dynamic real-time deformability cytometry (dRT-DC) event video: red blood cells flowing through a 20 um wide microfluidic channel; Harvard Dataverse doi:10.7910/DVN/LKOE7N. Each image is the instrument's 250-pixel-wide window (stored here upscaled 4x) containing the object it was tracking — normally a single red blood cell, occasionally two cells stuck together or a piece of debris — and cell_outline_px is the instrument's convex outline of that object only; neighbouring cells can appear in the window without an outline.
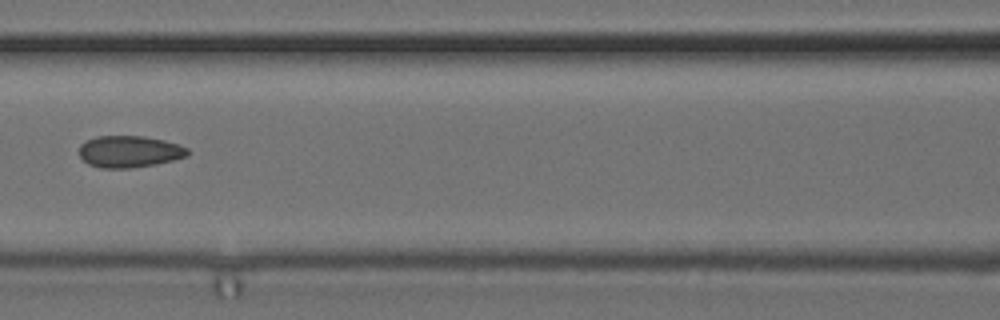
{"species": "common noctule bat (a hibernating species)", "species_latin": "Nyctalus noctula", "temperature_condition": "cold", "stored_images_in_passage": 9, "camera_frame_rate_fps": 3000, "um_per_image_px": 0.085, "animal": {"sex": "female", "body_mass_g": 24.6, "forearm_length_mm": 56.2}, "frame": {"image": 1, "passage_image": 6, "time_ms": 1.667, "image_size_px": [1000, 320], "cell_outline_px": [[188, 156], [156, 164], [128, 168], [100, 168], [88, 164], [80, 156], [80, 144], [84, 140], [96, 136], [144, 136], [164, 140], [188, 148]], "centroid_in_image_um": [10.96, 12.88], "position_along_channel_um": 155.6, "area_um2": 20.06}}
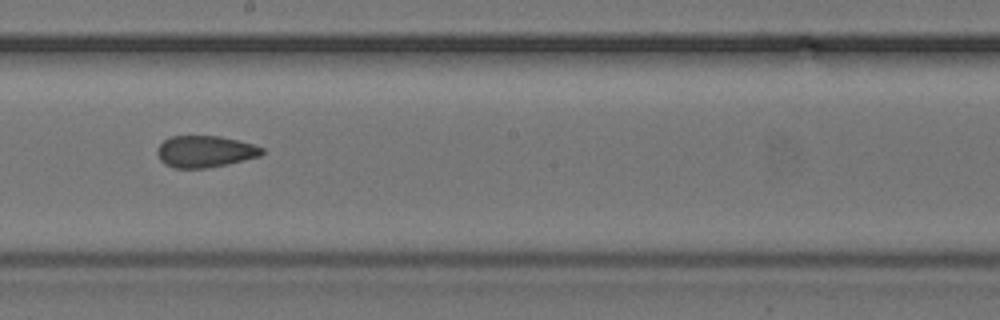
{"frame": {"image": 2, "passage_image": 8, "time_ms": 2.333, "image_size_px": [1000, 320], "cell_outline_px": [[264, 152], [260, 156], [228, 164], [204, 168], [172, 168], [164, 164], [160, 160], [156, 152], [156, 148], [164, 140], [172, 136], [220, 136], [252, 144], [264, 148]], "centroid_in_image_um": [17.4, 12.88], "position_along_channel_um": 230.8, "area_um2": 19.36}}
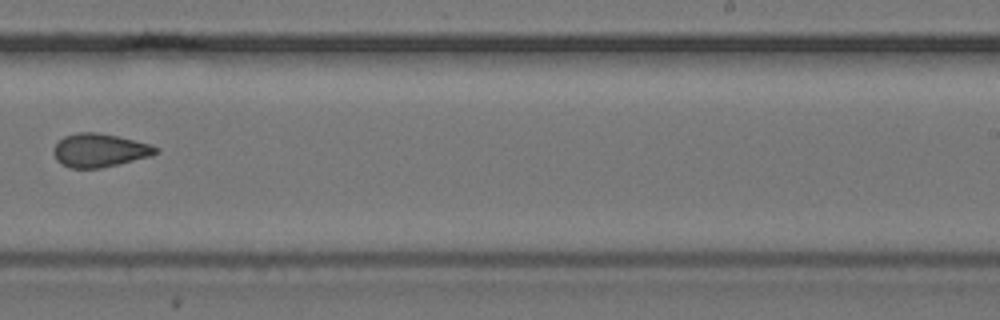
{"frame": {"image": 3, "passage_image": 9, "time_ms": 2.667, "image_size_px": [1000, 320], "cell_outline_px": [[160, 152], [152, 156], [100, 168], [72, 168], [60, 164], [56, 160], [52, 152], [52, 148], [64, 136], [76, 132], [96, 132], [116, 136], [148, 144], [160, 148]], "centroid_in_image_um": [8.44, 12.78], "position_along_channel_um": 280.6, "area_um2": 19.94}}